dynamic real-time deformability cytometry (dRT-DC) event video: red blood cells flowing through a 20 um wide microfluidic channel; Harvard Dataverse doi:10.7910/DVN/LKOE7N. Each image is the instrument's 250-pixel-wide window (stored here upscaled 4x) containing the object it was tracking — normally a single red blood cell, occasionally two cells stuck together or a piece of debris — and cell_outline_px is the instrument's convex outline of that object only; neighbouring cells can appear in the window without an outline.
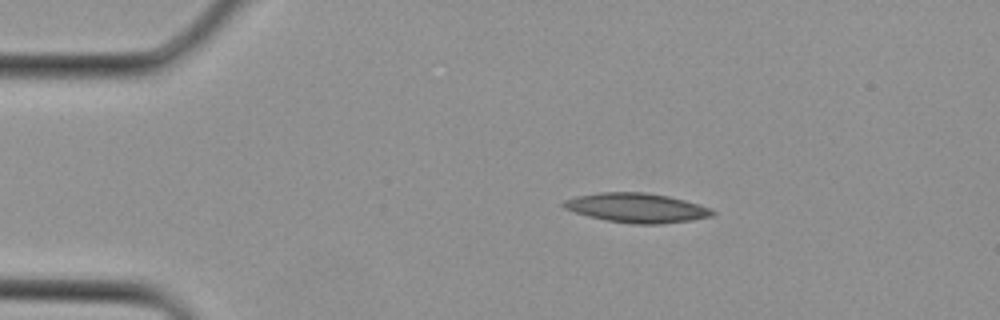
{"species": "Egyptian fruit bat (a non-hibernating species)", "species_latin": "Rousettus aegyptiacus", "temperature_condition": "cold", "stored_images_in_passage": 2, "camera_frame_rate_fps": 3000, "um_per_image_px": 0.085, "animal": {"sex": "female"}, "frame": {"image": 1, "passage_image": 1, "time_ms": 0.0, "image_size_px": [1000, 320], "cell_outline_px": [[716, 212], [712, 216], [692, 220], [660, 224], [632, 224], [608, 220], [588, 216], [564, 208], [560, 204], [564, 200], [576, 196], [600, 192], [644, 192], [668, 196], [684, 200], [712, 208]], "centroid_in_image_um": [54.13, 17.66], "position_along_channel_um": 30.9, "area_um2": 25.49}}